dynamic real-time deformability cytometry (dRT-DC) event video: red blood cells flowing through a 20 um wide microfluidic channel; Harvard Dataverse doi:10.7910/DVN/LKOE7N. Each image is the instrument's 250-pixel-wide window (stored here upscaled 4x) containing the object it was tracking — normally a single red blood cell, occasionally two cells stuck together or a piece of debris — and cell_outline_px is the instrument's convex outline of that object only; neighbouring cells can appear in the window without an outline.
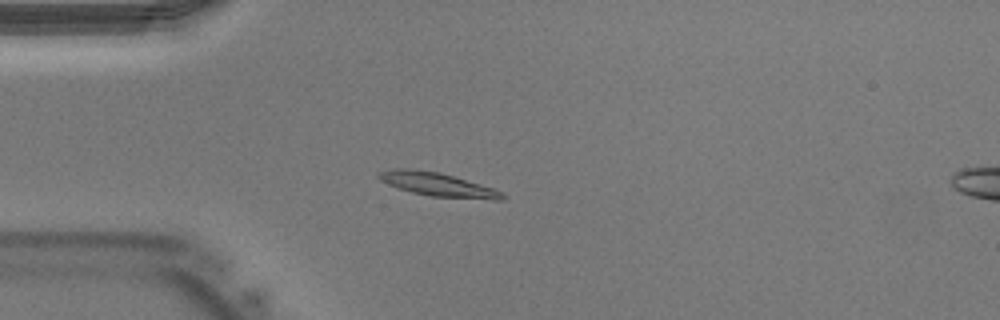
{"species": "Egyptian fruit bat (a non-hibernating species)", "species_latin": "Rousettus aegyptiacus", "temperature_condition": "warm", "stored_images_in_passage": 42, "camera_frame_rate_fps": 3000, "um_per_image_px": 0.085, "animal": {"sex": "male"}, "frame": {"image": 1, "passage_image": 12, "time_ms": 3.667, "image_size_px": [1000, 320], "cell_outline_px": [[504, 200], [492, 200], [432, 196], [412, 192], [396, 188], [380, 180], [376, 176], [380, 172], [396, 168], [408, 168], [440, 172], [480, 184], [504, 192]], "centroid_in_image_um": [37.21, 15.68], "position_along_channel_um": 47.8, "area_um2": 16.99}}
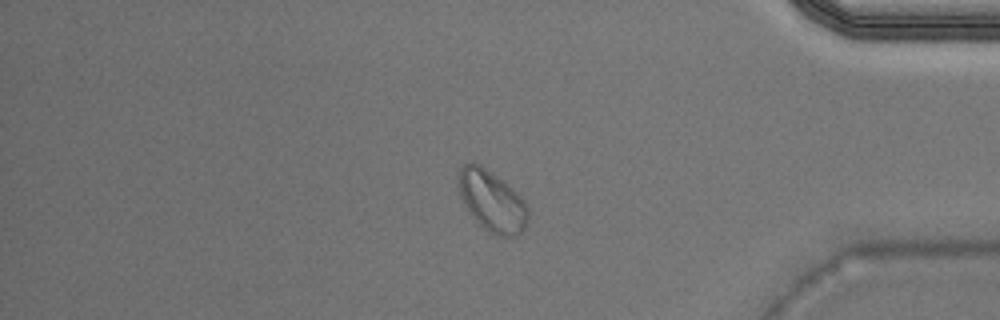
{"frame": {"image": 2, "passage_image": 36, "time_ms": 11.667, "image_size_px": [1000, 320], "cell_outline_px": [[528, 220], [524, 228], [516, 236], [496, 236], [488, 232], [472, 216], [464, 204], [460, 192], [456, 176], [460, 168], [464, 164], [472, 160], [480, 164], [504, 180], [524, 200], [528, 208]], "centroid_in_image_um": [41.8, 17.05], "position_along_channel_um": 393.4, "area_um2": 24.91}}
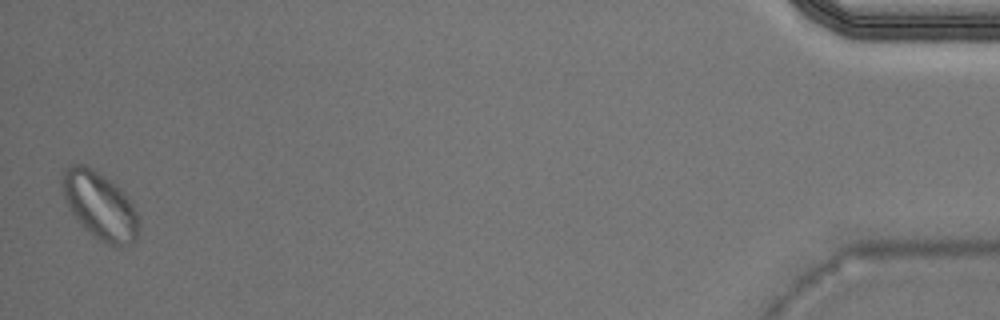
{"frame": {"image": 3, "passage_image": 42, "time_ms": 13.667, "image_size_px": [1000, 320], "cell_outline_px": [[136, 240], [120, 248], [116, 248], [100, 240], [84, 228], [72, 212], [64, 196], [64, 168], [72, 160], [84, 164], [92, 168], [104, 176], [124, 192], [132, 204], [136, 212]], "centroid_in_image_um": [8.47, 17.45], "position_along_channel_um": 426.7, "area_um2": 29.42}}